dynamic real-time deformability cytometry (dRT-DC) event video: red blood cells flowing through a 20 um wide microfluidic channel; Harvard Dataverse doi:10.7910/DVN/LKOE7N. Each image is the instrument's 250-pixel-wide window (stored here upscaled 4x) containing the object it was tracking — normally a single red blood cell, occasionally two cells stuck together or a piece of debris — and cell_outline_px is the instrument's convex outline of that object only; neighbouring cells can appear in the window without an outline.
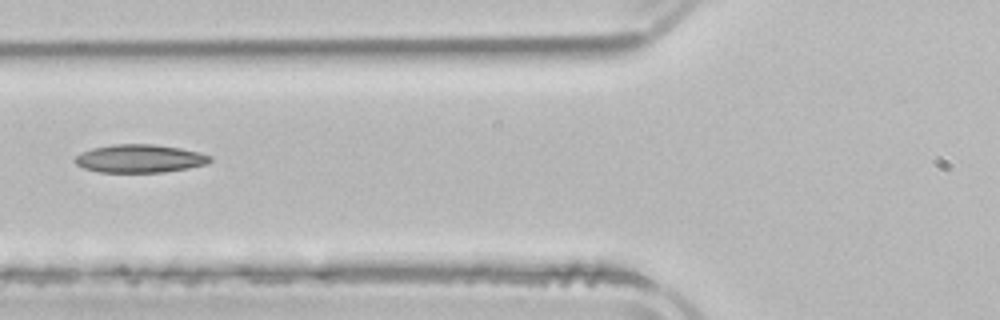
{"species": "common noctule bat (a hibernating species)", "species_latin": "Nyctalus noctula", "temperature_condition": "room temperature", "stored_images_in_passage": 4, "camera_frame_rate_fps": 3000, "um_per_image_px": 0.085, "animal": {"sex": "male", "body_mass_g": 21.5, "forearm_length_mm": 52.0}, "frame": {"image": 1, "passage_image": 4, "time_ms": 5.667, "image_size_px": [1000, 320], "cell_outline_px": [[212, 160], [208, 164], [188, 168], [160, 172], [100, 172], [84, 168], [76, 164], [76, 156], [92, 148], [112, 144], [152, 144], [180, 148], [200, 152], [212, 156]], "centroid_in_image_um": [11.92, 13.47], "position_along_channel_um": 113.9, "area_um2": 22.02}}